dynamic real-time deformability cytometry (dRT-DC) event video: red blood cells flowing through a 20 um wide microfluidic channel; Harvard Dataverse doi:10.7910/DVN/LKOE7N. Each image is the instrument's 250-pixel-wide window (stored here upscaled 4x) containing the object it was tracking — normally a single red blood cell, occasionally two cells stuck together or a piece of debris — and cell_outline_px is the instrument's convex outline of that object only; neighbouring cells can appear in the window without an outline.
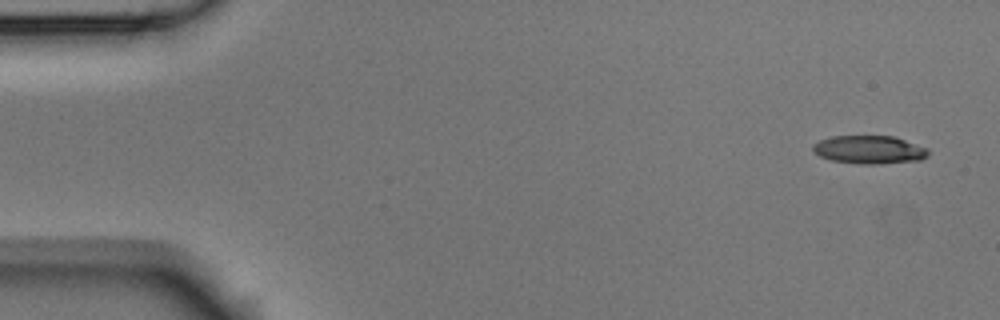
{"species": "Egyptian fruit bat (a non-hibernating species)", "species_latin": "Rousettus aegyptiacus", "temperature_condition": "room temperature", "stored_images_in_passage": 9, "camera_frame_rate_fps": 3000, "um_per_image_px": 0.085, "animal": {"sex": "male"}, "frame": {"image": 1, "passage_image": 1, "time_ms": 0.0, "image_size_px": [1000, 320], "cell_outline_px": [[928, 156], [920, 160], [876, 164], [864, 164], [832, 160], [820, 156], [812, 148], [820, 140], [832, 136], [896, 136], [928, 148]], "centroid_in_image_um": [73.95, 12.71], "position_along_channel_um": 11.1, "area_um2": 18.79}}
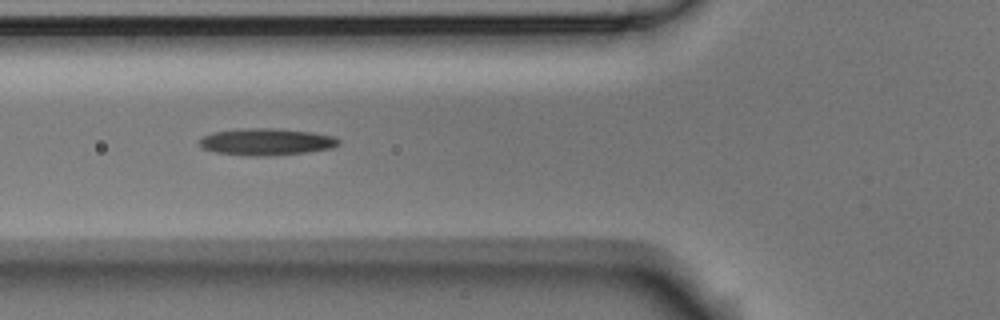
{"frame": {"image": 2, "passage_image": 6, "time_ms": 1.667, "image_size_px": [1000, 320], "cell_outline_px": [[340, 144], [332, 148], [308, 152], [268, 156], [248, 156], [216, 152], [204, 148], [200, 144], [200, 140], [204, 136], [212, 132], [240, 128], [272, 128], [312, 132], [336, 136], [340, 140]], "centroid_in_image_um": [22.69, 12.05], "position_along_channel_um": 103.1, "area_um2": 21.91}}
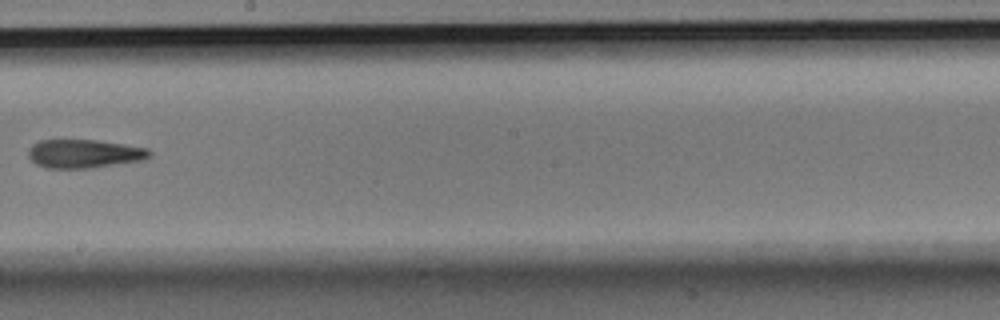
{"frame": {"image": 3, "passage_image": 9, "time_ms": 2.667, "image_size_px": [1000, 320], "cell_outline_px": [[152, 156], [144, 160], [92, 168], [48, 168], [36, 164], [28, 156], [28, 152], [32, 144], [40, 140], [96, 140], [124, 144], [148, 148], [152, 152]], "centroid_in_image_um": [7.19, 13.06], "position_along_channel_um": 241.0, "area_um2": 20.29}}